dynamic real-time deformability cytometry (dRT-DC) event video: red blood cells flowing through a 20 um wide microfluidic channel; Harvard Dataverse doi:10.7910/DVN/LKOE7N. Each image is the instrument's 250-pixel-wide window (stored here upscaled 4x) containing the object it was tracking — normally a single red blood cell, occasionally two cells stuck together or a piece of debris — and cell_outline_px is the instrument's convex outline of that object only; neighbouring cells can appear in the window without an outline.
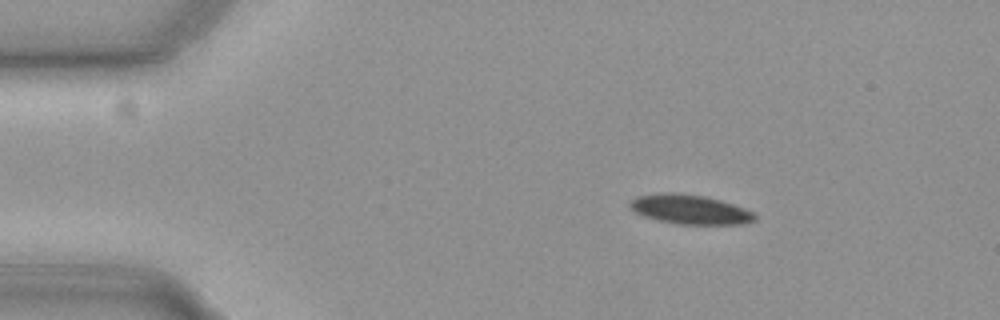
{"species": "common noctule bat (a hibernating species)", "species_latin": "Nyctalus noctula", "temperature_condition": "cold", "stored_images_in_passage": 45, "camera_frame_rate_fps": 3000, "um_per_image_px": 0.085, "animal": {"sex": "female", "body_mass_g": 19.3, "forearm_length_mm": 54.1}, "frame": {"image": 1, "passage_image": 1, "time_ms": 0.0, "image_size_px": [1000, 320], "cell_outline_px": [[756, 220], [740, 224], [680, 224], [660, 220], [644, 216], [636, 212], [628, 204], [636, 196], [660, 192], [676, 192], [704, 196], [720, 200], [744, 208], [752, 212], [756, 216]], "centroid_in_image_um": [58.63, 17.78], "position_along_channel_um": 26.4, "area_um2": 21.21}}
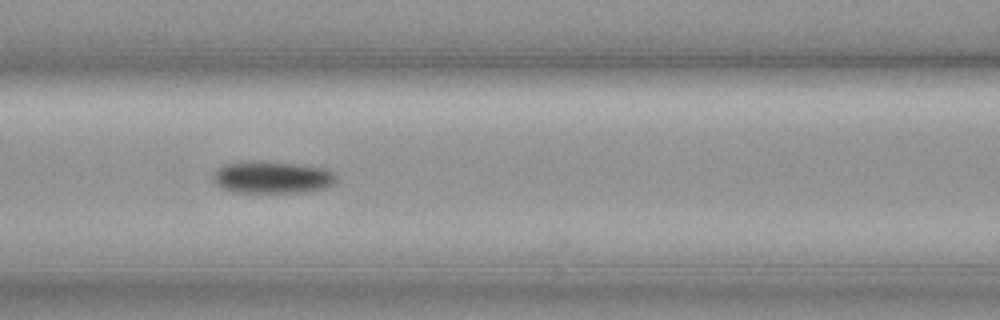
{"frame": {"image": 2, "passage_image": 16, "time_ms": 5.0, "image_size_px": [1000, 320], "cell_outline_px": [[336, 184], [324, 188], [304, 192], [232, 192], [220, 188], [212, 180], [216, 172], [224, 164], [296, 164], [324, 168], [336, 172]], "centroid_in_image_um": [23.22, 15.13], "position_along_channel_um": 143.4, "area_um2": 22.14}}
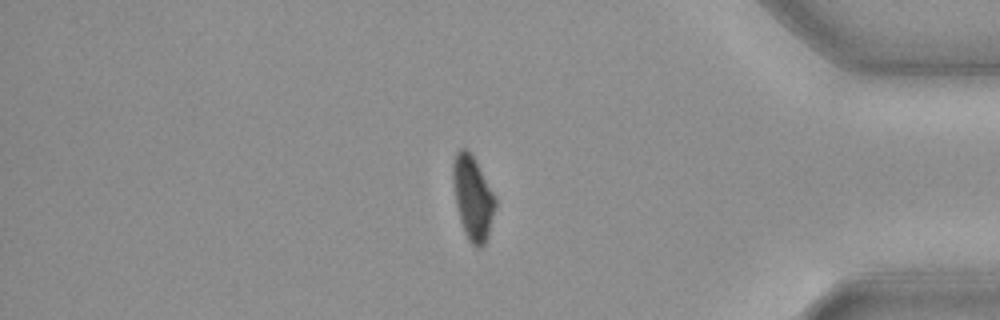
{"frame": {"image": 3, "passage_image": 39, "time_ms": 12.667, "image_size_px": [1000, 320], "cell_outline_px": [[496, 208], [484, 244], [480, 248], [476, 248], [468, 240], [464, 232], [460, 220], [456, 204], [452, 180], [452, 164], [456, 152], [460, 148], [464, 148], [472, 156], [496, 196]], "centroid_in_image_um": [40.17, 16.82], "position_along_channel_um": 395.0, "area_um2": 20.52}, "authors_computed_cell_mechanics": {"area_um2": 22.1374, "velocity_mm_per_s": 3.7093, "shape_relaxation_time_tau1_ms": 8.6279, "shape_relaxation_time_tau2_ms": null, "deformation_change_tau1": 0.1244, "deformation_change_tau2": null}}